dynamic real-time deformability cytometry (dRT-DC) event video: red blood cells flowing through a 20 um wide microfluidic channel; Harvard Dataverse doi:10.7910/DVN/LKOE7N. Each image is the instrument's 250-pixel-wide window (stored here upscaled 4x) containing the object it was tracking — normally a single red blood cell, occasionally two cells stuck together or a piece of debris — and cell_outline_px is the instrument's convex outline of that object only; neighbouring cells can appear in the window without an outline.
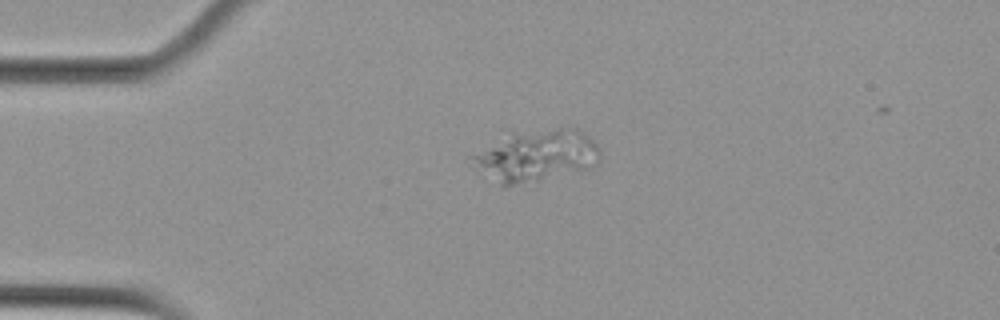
{"species": "Egyptian fruit bat (a non-hibernating species)", "species_latin": "Rousettus aegyptiacus", "temperature_condition": "cold", "stored_images_in_passage": 2, "camera_frame_rate_fps": 3000, "um_per_image_px": 0.085, "animal": {"sex": "female"}, "frame": {"image": 1, "passage_image": 1, "time_ms": 0.0, "image_size_px": [1000, 320], "cell_outline_px": [[600, 156], [596, 168], [504, 188], [500, 188], [472, 168], [472, 156], [508, 132], [556, 128], [576, 128], [588, 136], [600, 148]], "centroid_in_image_um": [45.56, 13.27], "position_along_channel_um": 39.4, "area_um2": 39.65}}